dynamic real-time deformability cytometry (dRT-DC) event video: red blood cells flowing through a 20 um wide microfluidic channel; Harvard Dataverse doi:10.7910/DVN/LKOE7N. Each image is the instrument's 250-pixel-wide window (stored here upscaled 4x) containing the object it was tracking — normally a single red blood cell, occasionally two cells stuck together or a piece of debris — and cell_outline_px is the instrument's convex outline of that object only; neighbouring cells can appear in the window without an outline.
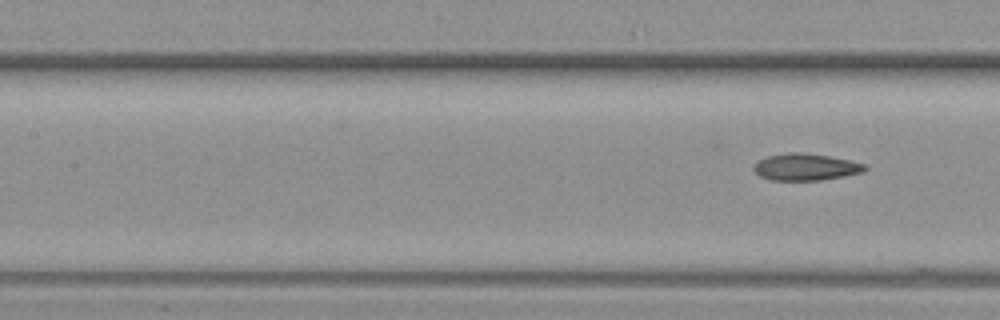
{"species": "common noctule bat (a hibernating species)", "species_latin": "Nyctalus noctula", "temperature_condition": "warm", "stored_images_in_passage": 8, "segment_of_instrument_passage": [2, 2], "camera_frame_rate_fps": 3000, "um_per_image_px": 0.085, "animal": {"sex": "female", "body_mass_g": 19.3, "forearm_length_mm": 54.1}, "frame": {"image": 1, "passage_image": 8, "time_ms": 2.333, "image_size_px": [1000, 320], "cell_outline_px": [[868, 168], [864, 172], [844, 176], [820, 180], [772, 180], [760, 176], [752, 168], [752, 164], [756, 160], [768, 156], [788, 152], [800, 152], [828, 156], [848, 160], [864, 164]], "centroid_in_image_um": [68.44, 14.19], "position_along_channel_um": 139.0, "area_um2": 17.4}}